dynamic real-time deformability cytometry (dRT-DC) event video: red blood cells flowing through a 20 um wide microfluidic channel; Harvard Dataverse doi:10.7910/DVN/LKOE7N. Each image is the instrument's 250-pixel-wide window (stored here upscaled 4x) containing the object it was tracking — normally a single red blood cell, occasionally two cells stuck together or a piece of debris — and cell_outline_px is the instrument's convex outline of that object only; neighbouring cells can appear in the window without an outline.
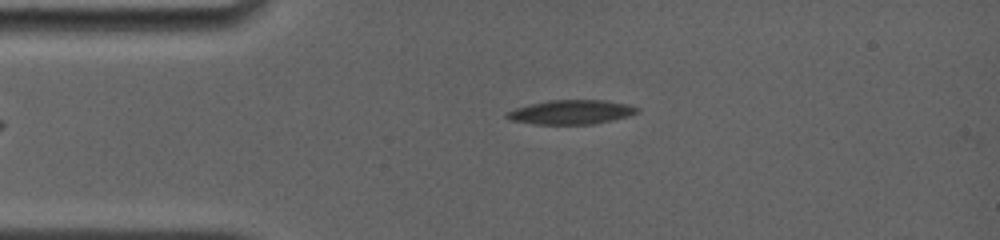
{"species": "common noctule bat (a hibernating species)", "species_latin": "Nyctalus noctula", "temperature_condition": "room temperature", "stored_images_in_passage": 16, "camera_frame_rate_fps": 4000, "um_per_image_px": 0.085, "animal": {"sex": "female", "body_mass_g": 19.0, "forearm_length_mm": 56.7}, "frame": {"image": 1, "passage_image": 1, "time_ms": 0.0, "image_size_px": [1000, 240], "cell_outline_px": [[640, 112], [628, 116], [592, 124], [532, 124], [508, 120], [504, 116], [504, 112], [528, 104], [548, 100], [604, 100], [628, 104], [640, 108]], "centroid_in_image_um": [48.5, 9.52], "position_along_channel_um": 36.5, "area_um2": 18.61}}
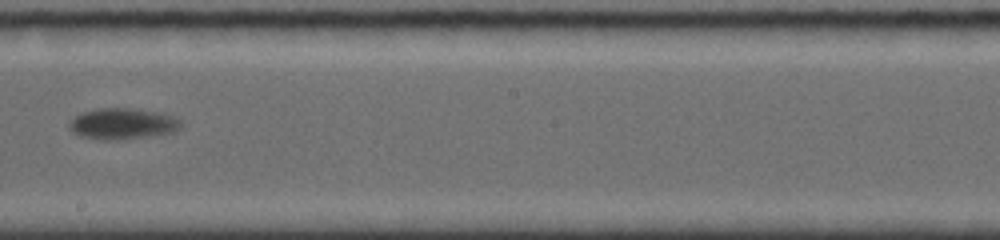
{"frame": {"image": 2, "passage_image": 9, "time_ms": 6.25, "image_size_px": [1000, 240], "cell_outline_px": [[184, 124], [180, 128], [172, 132], [116, 140], [100, 140], [80, 136], [72, 132], [68, 128], [68, 120], [84, 112], [100, 108], [132, 108], [160, 112], [172, 116], [180, 120]], "centroid_in_image_um": [10.38, 10.51], "position_along_channel_um": 237.8, "area_um2": 20.23}}
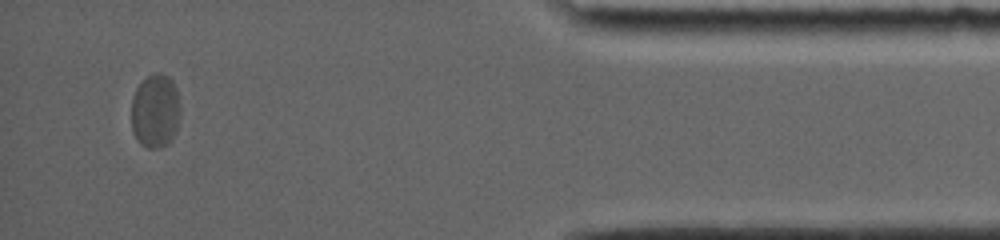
{"frame": {"image": 3, "passage_image": 15, "time_ms": 12.5, "image_size_px": [1000, 240], "cell_outline_px": [[180, 116], [176, 132], [168, 144], [160, 148], [148, 148], [140, 144], [136, 140], [132, 132], [132, 96], [136, 88], [148, 76], [156, 72], [160, 72], [168, 76], [172, 80], [176, 88], [180, 108]], "centroid_in_image_um": [13.21, 9.45], "position_along_channel_um": 422.0, "area_um2": 21.39}}